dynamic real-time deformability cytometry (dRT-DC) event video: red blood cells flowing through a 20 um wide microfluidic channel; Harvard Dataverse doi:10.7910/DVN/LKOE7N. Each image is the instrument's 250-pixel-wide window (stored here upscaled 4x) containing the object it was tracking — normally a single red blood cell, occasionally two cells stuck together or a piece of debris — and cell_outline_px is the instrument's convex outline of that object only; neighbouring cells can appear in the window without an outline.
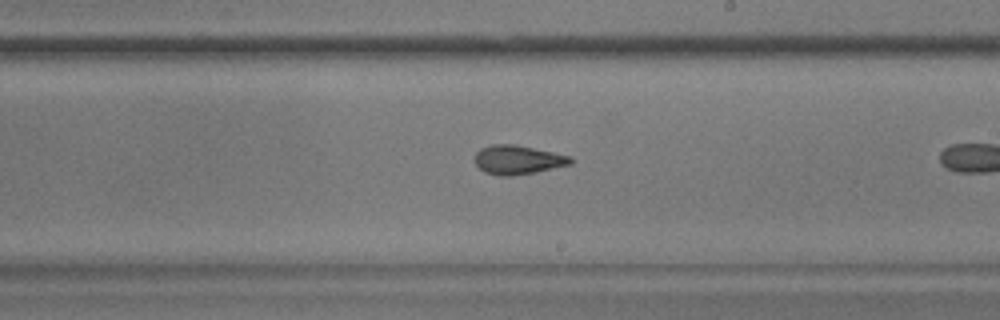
{"species": "common noctule bat (a hibernating species)", "species_latin": "Nyctalus noctula", "temperature_condition": "warm", "stored_images_in_passage": 28, "camera_frame_rate_fps": 3000, "um_per_image_px": 0.085, "animal": {"sex": "male", "body_mass_g": 17.9}, "frame": {"image": 1, "passage_image": 16, "time_ms": 5.0, "image_size_px": [1000, 320], "cell_outline_px": [[572, 164], [536, 172], [512, 176], [500, 176], [484, 172], [472, 160], [476, 152], [480, 148], [492, 144], [516, 144], [572, 156]], "centroid_in_image_um": [43.99, 13.58], "position_along_channel_um": 245.0, "area_um2": 16.47}}